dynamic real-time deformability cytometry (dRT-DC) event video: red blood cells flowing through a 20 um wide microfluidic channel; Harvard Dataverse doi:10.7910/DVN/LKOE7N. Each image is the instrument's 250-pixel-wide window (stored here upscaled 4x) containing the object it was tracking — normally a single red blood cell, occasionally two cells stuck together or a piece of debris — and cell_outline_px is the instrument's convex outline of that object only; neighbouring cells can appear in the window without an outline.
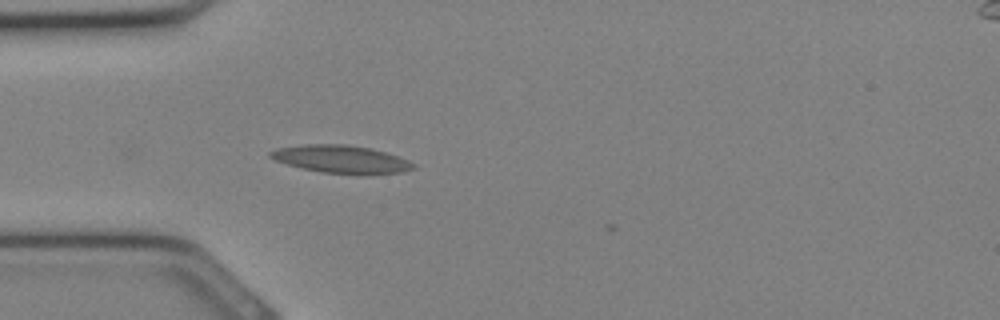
{"species": "Egyptian fruit bat (a non-hibernating species)", "species_latin": "Rousettus aegyptiacus", "temperature_condition": "cold", "stored_images_in_passage": 3, "camera_frame_rate_fps": 3000, "um_per_image_px": 0.085, "animal": {"sex": "female"}, "frame": {"image": 1, "passage_image": 2, "time_ms": 0.333, "image_size_px": [1000, 320], "cell_outline_px": [[416, 168], [400, 172], [364, 176], [320, 172], [288, 164], [276, 160], [268, 156], [268, 152], [276, 148], [308, 144], [348, 144], [372, 148], [408, 160], [416, 164]], "centroid_in_image_um": [29.04, 13.55], "position_along_channel_um": 56.0, "area_um2": 23.47}}